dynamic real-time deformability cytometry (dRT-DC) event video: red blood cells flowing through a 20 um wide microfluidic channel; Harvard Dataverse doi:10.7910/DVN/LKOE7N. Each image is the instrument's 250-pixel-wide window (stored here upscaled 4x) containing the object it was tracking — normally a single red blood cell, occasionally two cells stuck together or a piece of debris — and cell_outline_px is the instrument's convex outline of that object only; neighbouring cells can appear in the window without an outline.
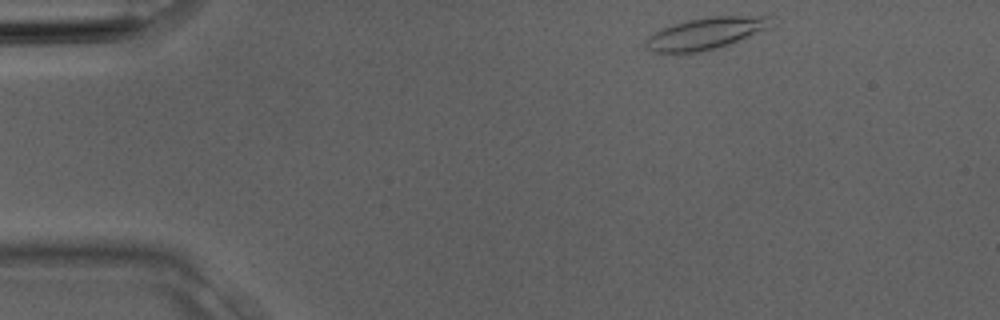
{"species": "Egyptian fruit bat (a non-hibernating species)", "species_latin": "Rousettus aegyptiacus", "temperature_condition": "room temperature", "stored_images_in_passage": 3, "camera_frame_rate_fps": 3000, "um_per_image_px": 0.085, "animal": {"sex": "male"}, "frame": {"image": 1, "passage_image": 1, "time_ms": 0.0, "image_size_px": [1000, 320], "cell_outline_px": [[776, 24], [768, 28], [728, 44], [716, 48], [700, 52], [652, 52], [644, 48], [644, 40], [648, 36], [660, 28], [688, 20], [708, 16], [772, 16]], "centroid_in_image_um": [59.96, 2.83], "position_along_channel_um": 25.0, "area_um2": 23.29}}